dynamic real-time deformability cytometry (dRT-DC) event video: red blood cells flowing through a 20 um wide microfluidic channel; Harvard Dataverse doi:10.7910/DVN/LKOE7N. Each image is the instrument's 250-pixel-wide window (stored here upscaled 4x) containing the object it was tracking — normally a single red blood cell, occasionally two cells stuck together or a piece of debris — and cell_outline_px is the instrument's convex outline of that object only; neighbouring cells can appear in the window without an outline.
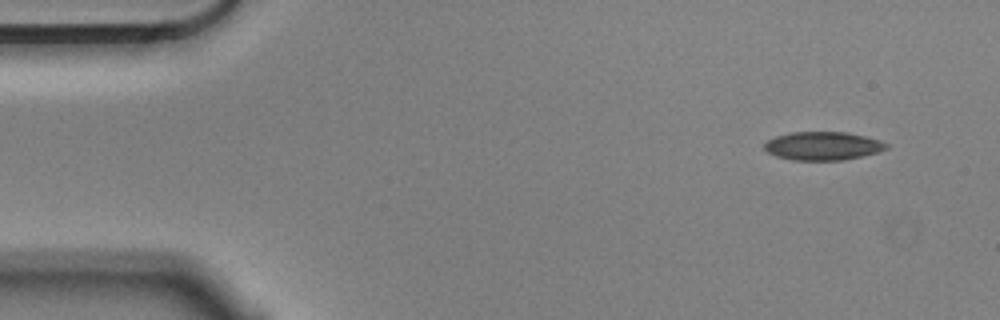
{"species": "Egyptian fruit bat (a non-hibernating species)", "species_latin": "Rousettus aegyptiacus", "temperature_condition": "cold", "stored_images_in_passage": 4, "camera_frame_rate_fps": 3000, "um_per_image_px": 0.085, "animal": {"sex": "male"}, "frame": {"image": 1, "passage_image": 1, "time_ms": 0.0, "image_size_px": [1000, 320], "cell_outline_px": [[888, 148], [876, 152], [844, 160], [792, 160], [776, 156], [768, 152], [764, 148], [764, 144], [768, 140], [776, 136], [792, 132], [848, 132], [880, 140], [888, 144]], "centroid_in_image_um": [69.93, 12.4], "position_along_channel_um": 15.1, "area_um2": 20.06}}
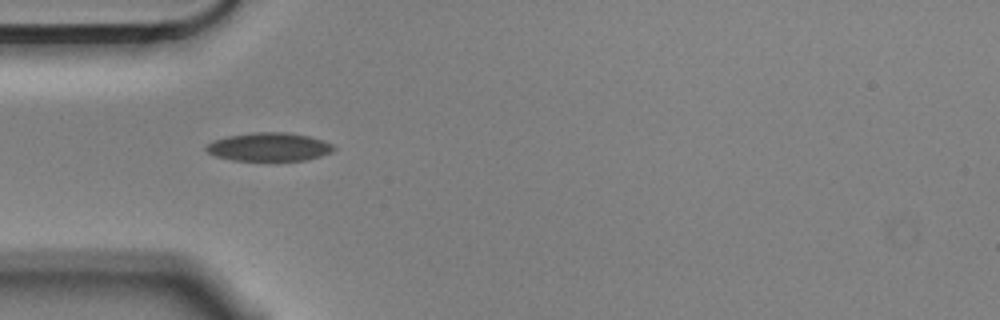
{"frame": {"image": 2, "passage_image": 4, "time_ms": 1.0, "image_size_px": [1000, 320], "cell_outline_px": [[336, 148], [332, 152], [308, 160], [232, 160], [216, 156], [208, 152], [204, 148], [208, 144], [216, 140], [228, 136], [252, 132], [284, 132], [308, 136], [324, 140], [332, 144]], "centroid_in_image_um": [22.9, 12.48], "position_along_channel_um": 62.1, "area_um2": 20.98}}